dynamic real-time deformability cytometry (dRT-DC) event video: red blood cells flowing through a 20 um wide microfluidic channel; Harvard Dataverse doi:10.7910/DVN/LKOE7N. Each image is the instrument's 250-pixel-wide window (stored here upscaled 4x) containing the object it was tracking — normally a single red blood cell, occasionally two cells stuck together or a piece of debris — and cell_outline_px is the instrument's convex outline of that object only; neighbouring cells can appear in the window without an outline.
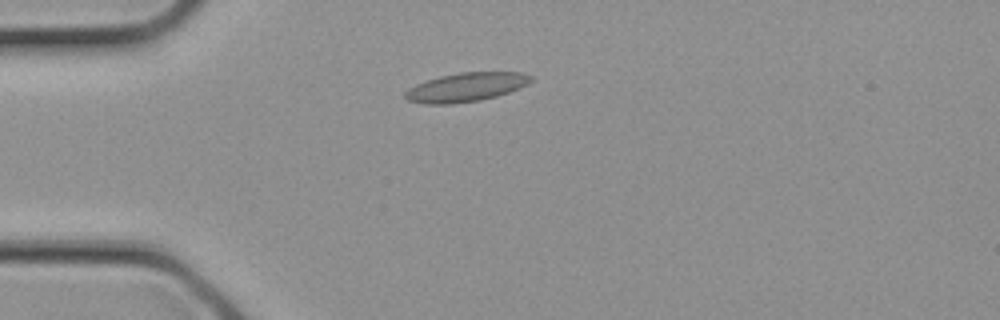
{"species": "common noctule bat (a hibernating species)", "species_latin": "Nyctalus noctula", "temperature_condition": "cold", "stored_images_in_passage": 9, "camera_frame_rate_fps": 3000, "um_per_image_px": 0.085, "animal": {"sex": "female", "body_mass_g": 21.9}, "frame": {"image": 1, "passage_image": 6, "time_ms": 1.667, "image_size_px": [1000, 320], "cell_outline_px": [[532, 80], [528, 84], [508, 92], [496, 96], [480, 100], [452, 104], [424, 104], [408, 100], [404, 96], [404, 92], [408, 88], [416, 84], [440, 76], [460, 72], [520, 72], [532, 76]], "centroid_in_image_um": [39.59, 7.41], "position_along_channel_um": 45.4, "area_um2": 21.1}}
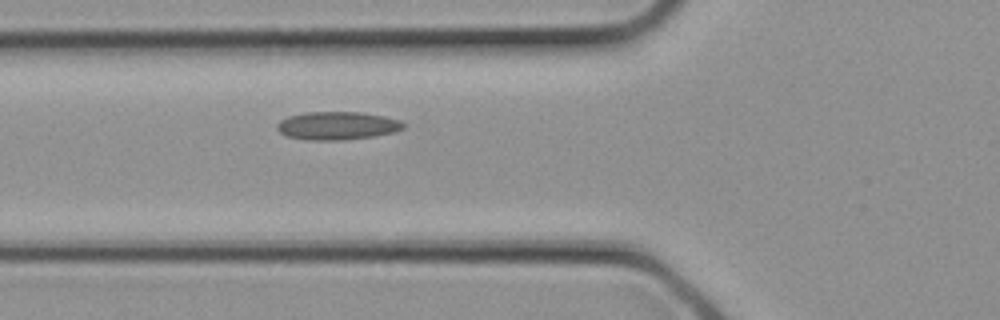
{"frame": {"image": 2, "passage_image": 9, "time_ms": 2.667, "image_size_px": [1000, 320], "cell_outline_px": [[404, 128], [392, 132], [376, 136], [344, 140], [304, 140], [284, 136], [276, 128], [276, 124], [280, 120], [288, 116], [304, 112], [360, 112], [384, 116], [400, 120], [404, 124]], "centroid_in_image_um": [28.62, 10.69], "position_along_channel_um": 97.2, "area_um2": 20.92}}